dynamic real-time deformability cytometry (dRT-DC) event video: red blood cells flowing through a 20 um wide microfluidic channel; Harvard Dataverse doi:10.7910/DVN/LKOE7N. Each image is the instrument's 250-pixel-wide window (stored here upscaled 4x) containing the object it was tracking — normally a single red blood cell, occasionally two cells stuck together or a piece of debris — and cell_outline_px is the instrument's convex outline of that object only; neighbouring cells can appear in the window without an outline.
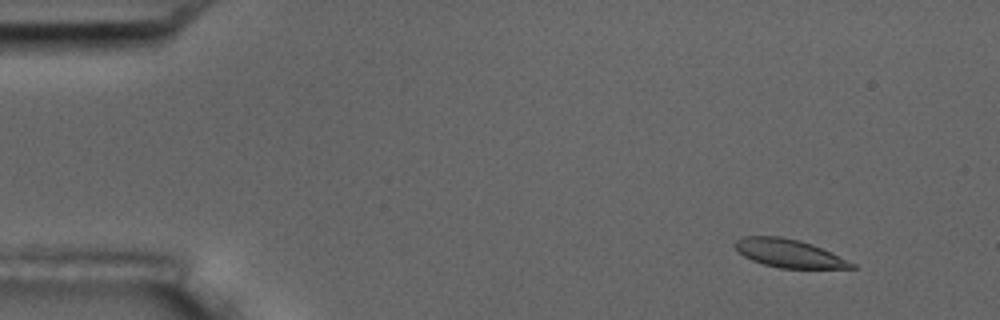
{"species": "common noctule bat (a hibernating species)", "species_latin": "Nyctalus noctula", "temperature_condition": "room temperature", "stored_images_in_passage": 5, "camera_frame_rate_fps": 3000, "um_per_image_px": 0.085, "animal": {"sex": "male", "body_mass_g": 17.5, "forearm_length_mm": 52.3}, "frame": {"image": 1, "passage_image": 2, "time_ms": 1.0, "image_size_px": [1000, 320], "cell_outline_px": [[856, 268], [780, 268], [764, 264], [752, 260], [736, 252], [732, 244], [736, 240], [744, 236], [780, 236], [800, 240], [812, 244], [856, 264]], "centroid_in_image_um": [66.99, 21.52], "position_along_channel_um": 18.0, "area_um2": 19.13}}
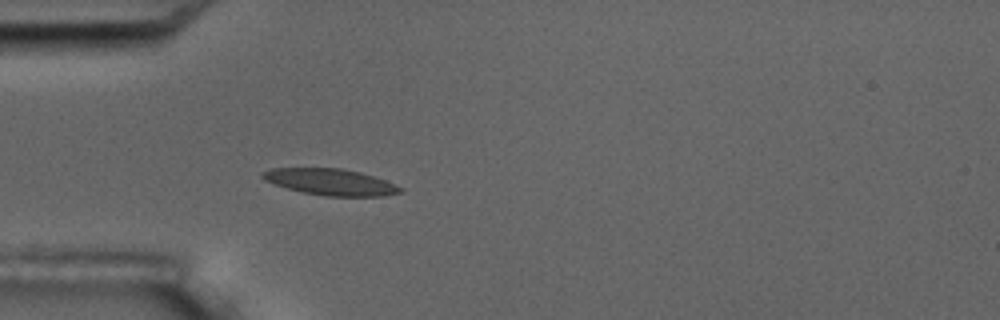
{"frame": {"image": 2, "passage_image": 5, "time_ms": 4.667, "image_size_px": [1000, 320], "cell_outline_px": [[404, 192], [384, 196], [324, 196], [304, 192], [288, 188], [264, 180], [260, 176], [260, 172], [272, 168], [340, 168], [360, 172], [384, 180], [404, 188]], "centroid_in_image_um": [28.1, 15.47], "position_along_channel_um": 56.9, "area_um2": 21.1}}